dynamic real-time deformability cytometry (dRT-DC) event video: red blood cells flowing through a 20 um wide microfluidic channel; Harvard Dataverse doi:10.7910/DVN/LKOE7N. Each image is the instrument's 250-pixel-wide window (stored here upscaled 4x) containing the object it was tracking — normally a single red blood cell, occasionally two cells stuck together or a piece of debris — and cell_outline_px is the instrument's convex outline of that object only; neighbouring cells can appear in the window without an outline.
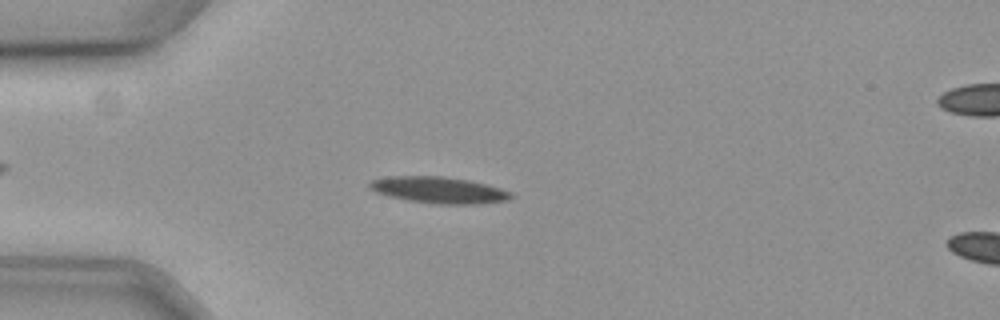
{"species": "common noctule bat (a hibernating species)", "species_latin": "Nyctalus noctula", "temperature_condition": "cold", "stored_images_in_passage": 53, "camera_frame_rate_fps": 3000, "um_per_image_px": 0.085, "animal": {"sex": "female", "body_mass_g": 19.3, "forearm_length_mm": 54.1}, "frame": {"image": 1, "passage_image": 11, "time_ms": 3.333, "image_size_px": [1000, 320], "cell_outline_px": [[516, 196], [508, 200], [476, 204], [436, 204], [408, 200], [388, 196], [376, 192], [368, 188], [368, 184], [372, 180], [388, 176], [440, 176], [468, 180], [500, 188]], "centroid_in_image_um": [37.27, 16.15], "position_along_channel_um": 47.7, "area_um2": 21.68}}
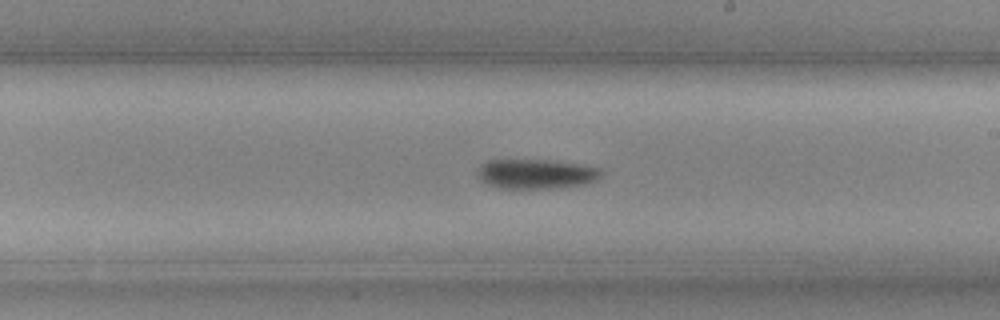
{"frame": {"image": 2, "passage_image": 29, "time_ms": 9.333, "image_size_px": [1000, 320], "cell_outline_px": [[600, 176], [596, 180], [584, 184], [556, 188], [496, 188], [484, 184], [476, 176], [476, 172], [488, 160], [552, 160], [600, 168]], "centroid_in_image_um": [45.5, 14.79], "position_along_channel_um": 243.5, "area_um2": 21.33}}
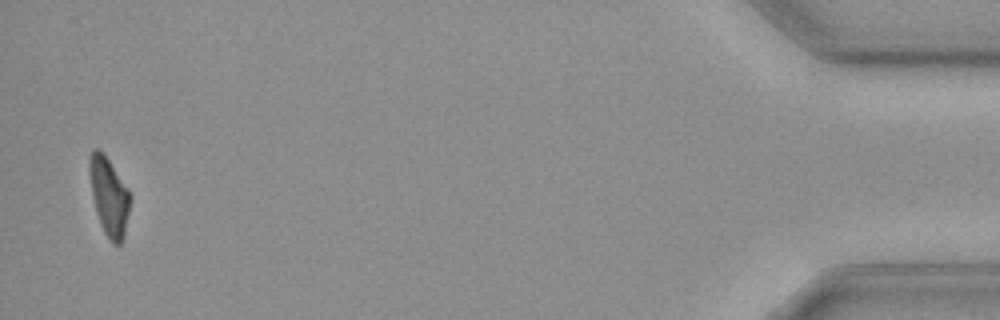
{"frame": {"image": 3, "passage_image": 52, "time_ms": 17.0, "image_size_px": [1000, 320], "cell_outline_px": [[132, 196], [124, 236], [120, 244], [112, 244], [108, 240], [100, 224], [96, 212], [92, 196], [88, 168], [88, 160], [92, 148], [100, 148], [128, 188]], "centroid_in_image_um": [9.26, 16.69], "position_along_channel_um": 425.9, "area_um2": 18.84}, "authors_computed_cell_mechanics": {"area_um2": 20.6346, "velocity_mm_per_s": 3.5706, "shape_relaxation_time_tau1_ms": 4.9469, "shape_relaxation_time_tau2_ms": null, "deformation_change_tau1": 0.1309, "deformation_change_tau2": null}}